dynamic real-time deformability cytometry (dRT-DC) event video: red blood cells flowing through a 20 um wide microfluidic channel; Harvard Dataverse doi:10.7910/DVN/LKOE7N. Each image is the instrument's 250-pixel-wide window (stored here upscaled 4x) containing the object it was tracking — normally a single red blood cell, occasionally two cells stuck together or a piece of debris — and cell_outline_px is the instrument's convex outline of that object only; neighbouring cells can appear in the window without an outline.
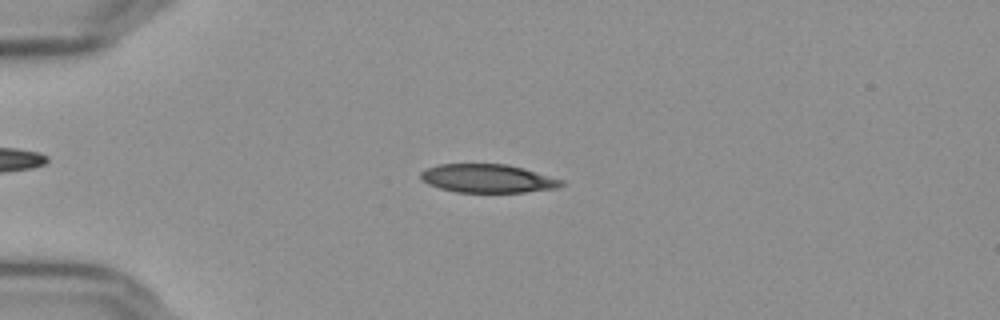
{"species": "Egyptian fruit bat (a non-hibernating species)", "species_latin": "Rousettus aegyptiacus", "temperature_condition": "cold", "stored_images_in_passage": 43, "camera_frame_rate_fps": 3000, "um_per_image_px": 0.085, "frame": {"image": 1, "passage_image": 2, "time_ms": 0.333, "image_size_px": [1000, 320], "cell_outline_px": [[568, 184], [556, 188], [524, 192], [456, 192], [440, 188], [428, 184], [420, 180], [420, 172], [428, 168], [440, 164], [508, 164], [524, 168], [564, 180]], "centroid_in_image_um": [41.48, 15.17], "position_along_channel_um": 43.5, "area_um2": 23.47}}
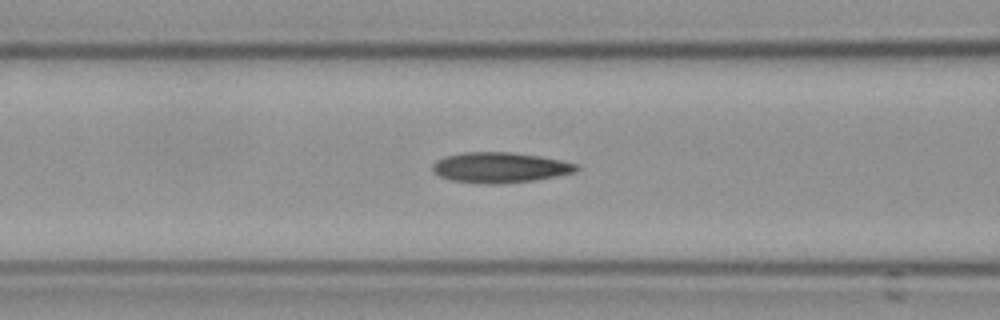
{"frame": {"image": 2, "passage_image": 11, "time_ms": 3.333, "image_size_px": [1000, 320], "cell_outline_px": [[580, 168], [576, 172], [532, 180], [492, 184], [484, 184], [452, 180], [440, 176], [432, 172], [432, 164], [436, 160], [444, 156], [464, 152], [512, 152], [540, 156], [560, 160], [576, 164]], "centroid_in_image_um": [42.45, 14.23], "position_along_channel_um": 124.1, "area_um2": 25.37}}
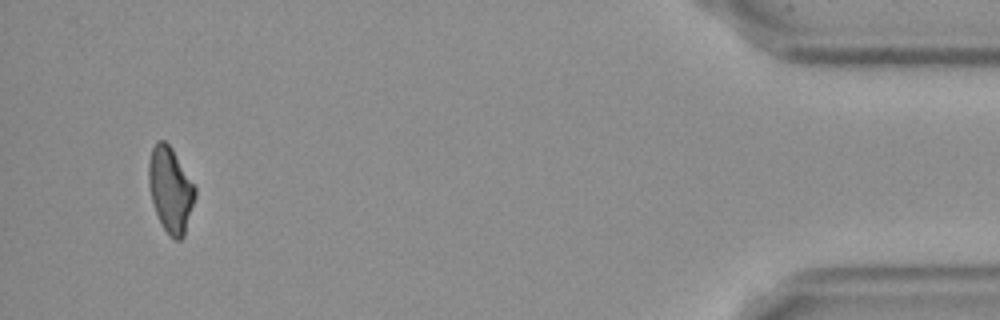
{"frame": {"image": 3, "passage_image": 41, "time_ms": 13.333, "image_size_px": [1000, 320], "cell_outline_px": [[196, 196], [184, 236], [180, 240], [176, 240], [164, 228], [156, 212], [152, 200], [148, 184], [148, 164], [152, 148], [156, 140], [164, 140], [172, 148], [196, 188]], "centroid_in_image_um": [14.49, 16.09], "position_along_channel_um": 420.7, "area_um2": 22.83}, "authors_computed_cell_mechanics": {"area_um2": 24.5072, "velocity_mm_per_s": 3.6509, "shape_relaxation_time_tau1_ms": null, "shape_relaxation_time_tau2_ms": 3.4648, "deformation_change_tau1": null, "deformation_change_tau2": 0.1131}}